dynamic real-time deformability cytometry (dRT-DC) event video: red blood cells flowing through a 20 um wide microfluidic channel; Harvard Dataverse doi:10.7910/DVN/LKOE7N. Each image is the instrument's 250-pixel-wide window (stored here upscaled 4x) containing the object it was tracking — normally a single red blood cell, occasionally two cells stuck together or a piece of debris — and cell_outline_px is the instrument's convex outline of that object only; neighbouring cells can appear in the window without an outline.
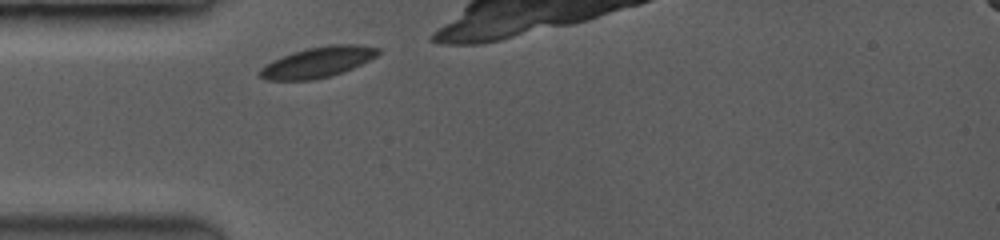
{"species": "common noctule bat (a hibernating species)", "species_latin": "Nyctalus noctula", "temperature_condition": "room temperature", "stored_images_in_passage": 13, "camera_frame_rate_fps": 3500, "um_per_image_px": 0.085, "animal": {"sex": "female", "body_mass_g": 19.0, "forearm_length_mm": 53.3}, "frame": {"image": 1, "passage_image": 1, "time_ms": 0.0, "image_size_px": [1000, 240], "cell_outline_px": [[380, 52], [376, 56], [352, 68], [328, 76], [312, 80], [268, 80], [260, 76], [260, 68], [272, 60], [292, 52], [308, 48], [328, 44], [360, 44], [380, 48]], "centroid_in_image_um": [27.01, 5.26], "position_along_channel_um": 58.0, "area_um2": 20.87}}
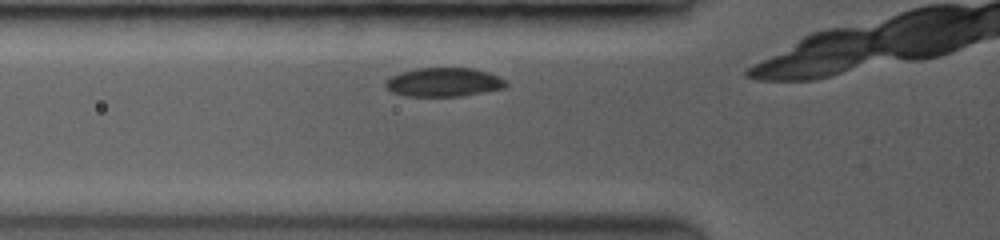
{"frame": {"image": 2, "passage_image": 3, "time_ms": 0.857, "image_size_px": [1000, 240], "cell_outline_px": [[508, 84], [504, 88], [460, 96], [412, 96], [392, 92], [384, 84], [392, 76], [400, 72], [416, 68], [472, 68], [488, 72], [504, 80]], "centroid_in_image_um": [37.72, 6.98], "position_along_channel_um": 88.1, "area_um2": 19.94}}
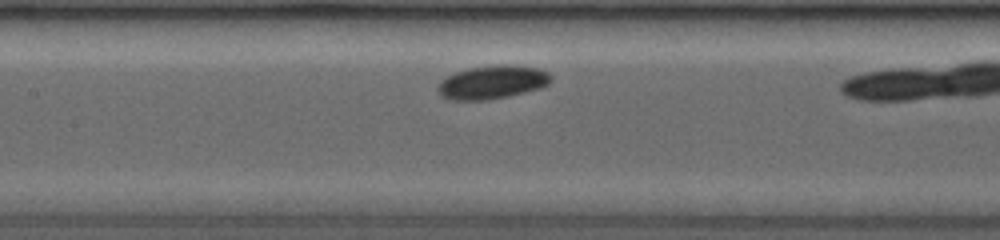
{"frame": {"image": 3, "passage_image": 8, "time_ms": 2.857, "image_size_px": [1000, 240], "cell_outline_px": [[552, 80], [548, 84], [540, 88], [524, 92], [504, 96], [480, 100], [456, 100], [444, 96], [436, 88], [440, 80], [456, 72], [468, 68], [496, 64], [512, 64], [540, 68], [548, 72], [552, 76]], "centroid_in_image_um": [41.88, 6.95], "position_along_channel_um": 165.5, "area_um2": 21.91}}